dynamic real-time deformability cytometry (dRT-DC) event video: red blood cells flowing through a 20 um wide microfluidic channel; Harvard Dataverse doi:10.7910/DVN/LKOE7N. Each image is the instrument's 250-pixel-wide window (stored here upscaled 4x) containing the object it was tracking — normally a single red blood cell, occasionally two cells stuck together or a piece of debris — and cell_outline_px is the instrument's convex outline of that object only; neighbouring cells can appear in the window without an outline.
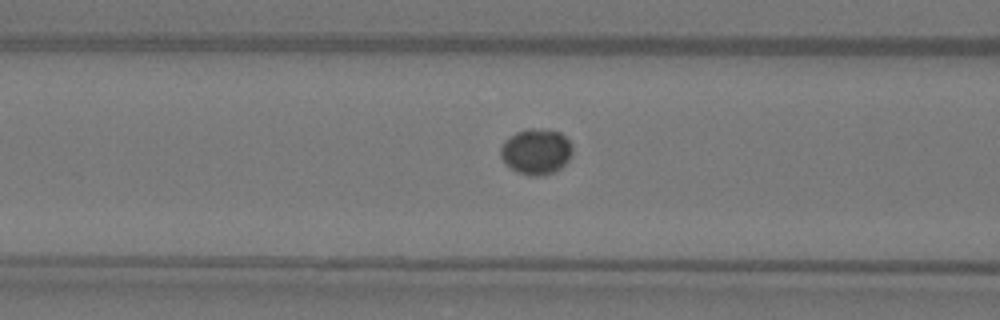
{"species": "Egyptian fruit bat (a non-hibernating species)", "species_latin": "Rousettus aegyptiacus", "temperature_condition": "warm", "stored_images_in_passage": 6, "camera_frame_rate_fps": 3000, "um_per_image_px": 0.085, "animal": {"sex": "female"}, "frame": {"image": 1, "passage_image": 4, "time_ms": 1.0, "image_size_px": [1000, 320], "cell_outline_px": [[572, 156], [556, 172], [544, 176], [532, 176], [516, 172], [500, 156], [500, 148], [504, 140], [508, 136], [516, 132], [528, 128], [540, 128], [560, 132], [572, 144]], "centroid_in_image_um": [45.58, 12.88], "position_along_channel_um": 121.0, "area_um2": 19.36}}